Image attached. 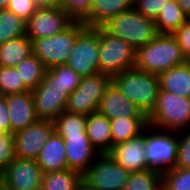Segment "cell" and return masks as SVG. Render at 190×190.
<instances>
[{
  "label": "cell",
  "mask_w": 190,
  "mask_h": 190,
  "mask_svg": "<svg viewBox=\"0 0 190 190\" xmlns=\"http://www.w3.org/2000/svg\"><path fill=\"white\" fill-rule=\"evenodd\" d=\"M159 82L161 90L190 98V61L161 73Z\"/></svg>",
  "instance_id": "obj_22"
},
{
  "label": "cell",
  "mask_w": 190,
  "mask_h": 190,
  "mask_svg": "<svg viewBox=\"0 0 190 190\" xmlns=\"http://www.w3.org/2000/svg\"><path fill=\"white\" fill-rule=\"evenodd\" d=\"M30 91L14 67H0V94H18Z\"/></svg>",
  "instance_id": "obj_32"
},
{
  "label": "cell",
  "mask_w": 190,
  "mask_h": 190,
  "mask_svg": "<svg viewBox=\"0 0 190 190\" xmlns=\"http://www.w3.org/2000/svg\"><path fill=\"white\" fill-rule=\"evenodd\" d=\"M112 83V77L96 73L81 78L79 86L67 98L65 111L89 115L97 112L100 100Z\"/></svg>",
  "instance_id": "obj_9"
},
{
  "label": "cell",
  "mask_w": 190,
  "mask_h": 190,
  "mask_svg": "<svg viewBox=\"0 0 190 190\" xmlns=\"http://www.w3.org/2000/svg\"><path fill=\"white\" fill-rule=\"evenodd\" d=\"M38 8H63L64 0H34Z\"/></svg>",
  "instance_id": "obj_41"
},
{
  "label": "cell",
  "mask_w": 190,
  "mask_h": 190,
  "mask_svg": "<svg viewBox=\"0 0 190 190\" xmlns=\"http://www.w3.org/2000/svg\"><path fill=\"white\" fill-rule=\"evenodd\" d=\"M10 132L16 133L39 120L31 91L6 95Z\"/></svg>",
  "instance_id": "obj_16"
},
{
  "label": "cell",
  "mask_w": 190,
  "mask_h": 190,
  "mask_svg": "<svg viewBox=\"0 0 190 190\" xmlns=\"http://www.w3.org/2000/svg\"><path fill=\"white\" fill-rule=\"evenodd\" d=\"M134 0H92L88 13L81 19L87 27H100L109 18L133 8Z\"/></svg>",
  "instance_id": "obj_20"
},
{
  "label": "cell",
  "mask_w": 190,
  "mask_h": 190,
  "mask_svg": "<svg viewBox=\"0 0 190 190\" xmlns=\"http://www.w3.org/2000/svg\"><path fill=\"white\" fill-rule=\"evenodd\" d=\"M76 20L65 8H37L26 22V35L32 41L65 31Z\"/></svg>",
  "instance_id": "obj_11"
},
{
  "label": "cell",
  "mask_w": 190,
  "mask_h": 190,
  "mask_svg": "<svg viewBox=\"0 0 190 190\" xmlns=\"http://www.w3.org/2000/svg\"><path fill=\"white\" fill-rule=\"evenodd\" d=\"M78 190H94V189H90L88 188L85 184H81L79 187H78Z\"/></svg>",
  "instance_id": "obj_44"
},
{
  "label": "cell",
  "mask_w": 190,
  "mask_h": 190,
  "mask_svg": "<svg viewBox=\"0 0 190 190\" xmlns=\"http://www.w3.org/2000/svg\"><path fill=\"white\" fill-rule=\"evenodd\" d=\"M162 190H190V169L176 167L164 171Z\"/></svg>",
  "instance_id": "obj_33"
},
{
  "label": "cell",
  "mask_w": 190,
  "mask_h": 190,
  "mask_svg": "<svg viewBox=\"0 0 190 190\" xmlns=\"http://www.w3.org/2000/svg\"><path fill=\"white\" fill-rule=\"evenodd\" d=\"M43 171L35 159L16 157L0 174L8 190H40Z\"/></svg>",
  "instance_id": "obj_12"
},
{
  "label": "cell",
  "mask_w": 190,
  "mask_h": 190,
  "mask_svg": "<svg viewBox=\"0 0 190 190\" xmlns=\"http://www.w3.org/2000/svg\"><path fill=\"white\" fill-rule=\"evenodd\" d=\"M148 125V117H127L123 115L111 119L112 148L116 144L139 136Z\"/></svg>",
  "instance_id": "obj_23"
},
{
  "label": "cell",
  "mask_w": 190,
  "mask_h": 190,
  "mask_svg": "<svg viewBox=\"0 0 190 190\" xmlns=\"http://www.w3.org/2000/svg\"><path fill=\"white\" fill-rule=\"evenodd\" d=\"M188 18L177 0H168L155 19L159 34H173Z\"/></svg>",
  "instance_id": "obj_25"
},
{
  "label": "cell",
  "mask_w": 190,
  "mask_h": 190,
  "mask_svg": "<svg viewBox=\"0 0 190 190\" xmlns=\"http://www.w3.org/2000/svg\"><path fill=\"white\" fill-rule=\"evenodd\" d=\"M66 148L68 169L84 173L95 161L99 153L91 145L87 135L61 136Z\"/></svg>",
  "instance_id": "obj_17"
},
{
  "label": "cell",
  "mask_w": 190,
  "mask_h": 190,
  "mask_svg": "<svg viewBox=\"0 0 190 190\" xmlns=\"http://www.w3.org/2000/svg\"><path fill=\"white\" fill-rule=\"evenodd\" d=\"M100 27L114 37L125 41L135 51L159 34L155 20L143 16L134 8L109 18Z\"/></svg>",
  "instance_id": "obj_3"
},
{
  "label": "cell",
  "mask_w": 190,
  "mask_h": 190,
  "mask_svg": "<svg viewBox=\"0 0 190 190\" xmlns=\"http://www.w3.org/2000/svg\"><path fill=\"white\" fill-rule=\"evenodd\" d=\"M136 51L99 27V72L111 77L133 68Z\"/></svg>",
  "instance_id": "obj_7"
},
{
  "label": "cell",
  "mask_w": 190,
  "mask_h": 190,
  "mask_svg": "<svg viewBox=\"0 0 190 190\" xmlns=\"http://www.w3.org/2000/svg\"><path fill=\"white\" fill-rule=\"evenodd\" d=\"M148 124L159 130L179 132L190 128V98L160 90Z\"/></svg>",
  "instance_id": "obj_5"
},
{
  "label": "cell",
  "mask_w": 190,
  "mask_h": 190,
  "mask_svg": "<svg viewBox=\"0 0 190 190\" xmlns=\"http://www.w3.org/2000/svg\"><path fill=\"white\" fill-rule=\"evenodd\" d=\"M82 184V173L65 169L43 173V179L40 190H78Z\"/></svg>",
  "instance_id": "obj_26"
},
{
  "label": "cell",
  "mask_w": 190,
  "mask_h": 190,
  "mask_svg": "<svg viewBox=\"0 0 190 190\" xmlns=\"http://www.w3.org/2000/svg\"><path fill=\"white\" fill-rule=\"evenodd\" d=\"M0 190H8L6 185L0 180Z\"/></svg>",
  "instance_id": "obj_45"
},
{
  "label": "cell",
  "mask_w": 190,
  "mask_h": 190,
  "mask_svg": "<svg viewBox=\"0 0 190 190\" xmlns=\"http://www.w3.org/2000/svg\"><path fill=\"white\" fill-rule=\"evenodd\" d=\"M97 112L105 115L110 120L123 115L127 117H147L113 83L106 89L103 98L99 102Z\"/></svg>",
  "instance_id": "obj_18"
},
{
  "label": "cell",
  "mask_w": 190,
  "mask_h": 190,
  "mask_svg": "<svg viewBox=\"0 0 190 190\" xmlns=\"http://www.w3.org/2000/svg\"><path fill=\"white\" fill-rule=\"evenodd\" d=\"M92 0H64L67 12L75 19L81 20L89 11Z\"/></svg>",
  "instance_id": "obj_38"
},
{
  "label": "cell",
  "mask_w": 190,
  "mask_h": 190,
  "mask_svg": "<svg viewBox=\"0 0 190 190\" xmlns=\"http://www.w3.org/2000/svg\"><path fill=\"white\" fill-rule=\"evenodd\" d=\"M168 0H134L133 8L143 16L156 19Z\"/></svg>",
  "instance_id": "obj_35"
},
{
  "label": "cell",
  "mask_w": 190,
  "mask_h": 190,
  "mask_svg": "<svg viewBox=\"0 0 190 190\" xmlns=\"http://www.w3.org/2000/svg\"><path fill=\"white\" fill-rule=\"evenodd\" d=\"M112 83L147 117L154 110L161 90L158 75L133 67L113 76Z\"/></svg>",
  "instance_id": "obj_2"
},
{
  "label": "cell",
  "mask_w": 190,
  "mask_h": 190,
  "mask_svg": "<svg viewBox=\"0 0 190 190\" xmlns=\"http://www.w3.org/2000/svg\"><path fill=\"white\" fill-rule=\"evenodd\" d=\"M129 174L108 153H104L99 154L82 174V183L94 190H123Z\"/></svg>",
  "instance_id": "obj_8"
},
{
  "label": "cell",
  "mask_w": 190,
  "mask_h": 190,
  "mask_svg": "<svg viewBox=\"0 0 190 190\" xmlns=\"http://www.w3.org/2000/svg\"><path fill=\"white\" fill-rule=\"evenodd\" d=\"M14 68L19 73L20 78L23 79L24 85L30 91L35 89L42 82L47 70L42 61L34 54L22 60Z\"/></svg>",
  "instance_id": "obj_27"
},
{
  "label": "cell",
  "mask_w": 190,
  "mask_h": 190,
  "mask_svg": "<svg viewBox=\"0 0 190 190\" xmlns=\"http://www.w3.org/2000/svg\"><path fill=\"white\" fill-rule=\"evenodd\" d=\"M123 190H162V173L154 169L130 172Z\"/></svg>",
  "instance_id": "obj_30"
},
{
  "label": "cell",
  "mask_w": 190,
  "mask_h": 190,
  "mask_svg": "<svg viewBox=\"0 0 190 190\" xmlns=\"http://www.w3.org/2000/svg\"><path fill=\"white\" fill-rule=\"evenodd\" d=\"M37 8L34 0H9L6 9L14 12L18 17L27 22L36 12Z\"/></svg>",
  "instance_id": "obj_37"
},
{
  "label": "cell",
  "mask_w": 190,
  "mask_h": 190,
  "mask_svg": "<svg viewBox=\"0 0 190 190\" xmlns=\"http://www.w3.org/2000/svg\"><path fill=\"white\" fill-rule=\"evenodd\" d=\"M99 27H86L77 37L66 63L80 76L99 73Z\"/></svg>",
  "instance_id": "obj_10"
},
{
  "label": "cell",
  "mask_w": 190,
  "mask_h": 190,
  "mask_svg": "<svg viewBox=\"0 0 190 190\" xmlns=\"http://www.w3.org/2000/svg\"><path fill=\"white\" fill-rule=\"evenodd\" d=\"M179 131L145 128V154L148 166L161 173L177 167Z\"/></svg>",
  "instance_id": "obj_6"
},
{
  "label": "cell",
  "mask_w": 190,
  "mask_h": 190,
  "mask_svg": "<svg viewBox=\"0 0 190 190\" xmlns=\"http://www.w3.org/2000/svg\"><path fill=\"white\" fill-rule=\"evenodd\" d=\"M177 167L190 169V128L179 132Z\"/></svg>",
  "instance_id": "obj_36"
},
{
  "label": "cell",
  "mask_w": 190,
  "mask_h": 190,
  "mask_svg": "<svg viewBox=\"0 0 190 190\" xmlns=\"http://www.w3.org/2000/svg\"><path fill=\"white\" fill-rule=\"evenodd\" d=\"M54 131V121L39 119L30 126L14 133L16 157L36 160L40 150Z\"/></svg>",
  "instance_id": "obj_13"
},
{
  "label": "cell",
  "mask_w": 190,
  "mask_h": 190,
  "mask_svg": "<svg viewBox=\"0 0 190 190\" xmlns=\"http://www.w3.org/2000/svg\"><path fill=\"white\" fill-rule=\"evenodd\" d=\"M31 93L37 116L41 120L54 121L66 109L67 90L50 83L45 77Z\"/></svg>",
  "instance_id": "obj_14"
},
{
  "label": "cell",
  "mask_w": 190,
  "mask_h": 190,
  "mask_svg": "<svg viewBox=\"0 0 190 190\" xmlns=\"http://www.w3.org/2000/svg\"><path fill=\"white\" fill-rule=\"evenodd\" d=\"M173 35L176 37L179 46L186 59L190 60V19H187Z\"/></svg>",
  "instance_id": "obj_39"
},
{
  "label": "cell",
  "mask_w": 190,
  "mask_h": 190,
  "mask_svg": "<svg viewBox=\"0 0 190 190\" xmlns=\"http://www.w3.org/2000/svg\"><path fill=\"white\" fill-rule=\"evenodd\" d=\"M33 54L32 41L27 35L0 44V67H15Z\"/></svg>",
  "instance_id": "obj_24"
},
{
  "label": "cell",
  "mask_w": 190,
  "mask_h": 190,
  "mask_svg": "<svg viewBox=\"0 0 190 190\" xmlns=\"http://www.w3.org/2000/svg\"><path fill=\"white\" fill-rule=\"evenodd\" d=\"M26 35V21L8 9H0V44Z\"/></svg>",
  "instance_id": "obj_31"
},
{
  "label": "cell",
  "mask_w": 190,
  "mask_h": 190,
  "mask_svg": "<svg viewBox=\"0 0 190 190\" xmlns=\"http://www.w3.org/2000/svg\"><path fill=\"white\" fill-rule=\"evenodd\" d=\"M87 26L76 20L70 27L53 36L32 40L33 54L37 56L47 69L65 65L73 50L78 35Z\"/></svg>",
  "instance_id": "obj_4"
},
{
  "label": "cell",
  "mask_w": 190,
  "mask_h": 190,
  "mask_svg": "<svg viewBox=\"0 0 190 190\" xmlns=\"http://www.w3.org/2000/svg\"><path fill=\"white\" fill-rule=\"evenodd\" d=\"M110 119L99 112L87 115L86 134L91 145L99 154L108 153L112 149Z\"/></svg>",
  "instance_id": "obj_21"
},
{
  "label": "cell",
  "mask_w": 190,
  "mask_h": 190,
  "mask_svg": "<svg viewBox=\"0 0 190 190\" xmlns=\"http://www.w3.org/2000/svg\"><path fill=\"white\" fill-rule=\"evenodd\" d=\"M87 115L62 112L55 120V131L60 136L87 135L86 134Z\"/></svg>",
  "instance_id": "obj_29"
},
{
  "label": "cell",
  "mask_w": 190,
  "mask_h": 190,
  "mask_svg": "<svg viewBox=\"0 0 190 190\" xmlns=\"http://www.w3.org/2000/svg\"><path fill=\"white\" fill-rule=\"evenodd\" d=\"M45 78L62 90H67L69 96L79 86L82 76L65 64L47 69Z\"/></svg>",
  "instance_id": "obj_28"
},
{
  "label": "cell",
  "mask_w": 190,
  "mask_h": 190,
  "mask_svg": "<svg viewBox=\"0 0 190 190\" xmlns=\"http://www.w3.org/2000/svg\"><path fill=\"white\" fill-rule=\"evenodd\" d=\"M184 14L190 19V0H177Z\"/></svg>",
  "instance_id": "obj_42"
},
{
  "label": "cell",
  "mask_w": 190,
  "mask_h": 190,
  "mask_svg": "<svg viewBox=\"0 0 190 190\" xmlns=\"http://www.w3.org/2000/svg\"><path fill=\"white\" fill-rule=\"evenodd\" d=\"M187 61L173 34H158L148 44L136 50L134 67L159 76L171 67Z\"/></svg>",
  "instance_id": "obj_1"
},
{
  "label": "cell",
  "mask_w": 190,
  "mask_h": 190,
  "mask_svg": "<svg viewBox=\"0 0 190 190\" xmlns=\"http://www.w3.org/2000/svg\"><path fill=\"white\" fill-rule=\"evenodd\" d=\"M15 158L14 133L0 132V174Z\"/></svg>",
  "instance_id": "obj_34"
},
{
  "label": "cell",
  "mask_w": 190,
  "mask_h": 190,
  "mask_svg": "<svg viewBox=\"0 0 190 190\" xmlns=\"http://www.w3.org/2000/svg\"><path fill=\"white\" fill-rule=\"evenodd\" d=\"M0 132H10V117L6 97L0 94Z\"/></svg>",
  "instance_id": "obj_40"
},
{
  "label": "cell",
  "mask_w": 190,
  "mask_h": 190,
  "mask_svg": "<svg viewBox=\"0 0 190 190\" xmlns=\"http://www.w3.org/2000/svg\"><path fill=\"white\" fill-rule=\"evenodd\" d=\"M108 154L129 172L151 169L145 154V129L139 136L114 145Z\"/></svg>",
  "instance_id": "obj_15"
},
{
  "label": "cell",
  "mask_w": 190,
  "mask_h": 190,
  "mask_svg": "<svg viewBox=\"0 0 190 190\" xmlns=\"http://www.w3.org/2000/svg\"><path fill=\"white\" fill-rule=\"evenodd\" d=\"M9 0H0V9H6L8 6Z\"/></svg>",
  "instance_id": "obj_43"
},
{
  "label": "cell",
  "mask_w": 190,
  "mask_h": 190,
  "mask_svg": "<svg viewBox=\"0 0 190 190\" xmlns=\"http://www.w3.org/2000/svg\"><path fill=\"white\" fill-rule=\"evenodd\" d=\"M43 173L68 169L64 139L54 131L36 159Z\"/></svg>",
  "instance_id": "obj_19"
}]
</instances>
